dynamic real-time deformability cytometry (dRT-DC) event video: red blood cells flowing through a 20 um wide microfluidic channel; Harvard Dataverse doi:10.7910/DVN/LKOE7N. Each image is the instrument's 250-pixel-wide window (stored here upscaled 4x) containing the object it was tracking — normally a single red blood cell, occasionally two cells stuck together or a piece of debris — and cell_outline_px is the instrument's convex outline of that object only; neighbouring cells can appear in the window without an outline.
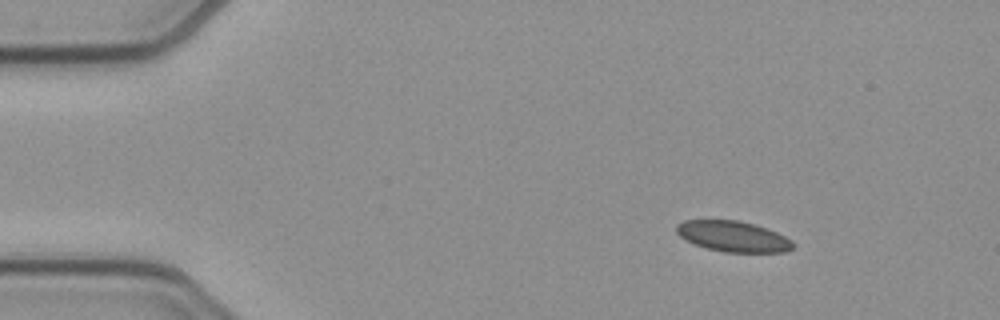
{"species": "common noctule bat (a hibernating species)", "species_latin": "Nyctalus noctula", "temperature_condition": "cold", "stored_images_in_passage": 47, "camera_frame_rate_fps": 3000, "um_per_image_px": 0.085, "animal": {"sex": "female", "body_mass_g": 21.9}, "frame": {"image": 1, "passage_image": 1, "time_ms": 0.0, "image_size_px": [1000, 320], "cell_outline_px": [[796, 244], [792, 248], [784, 252], [724, 252], [704, 248], [684, 240], [676, 232], [676, 224], [684, 220], [736, 220], [752, 224], [776, 232], [792, 240]], "centroid_in_image_um": [62.27, 20.1], "position_along_channel_um": 22.7, "area_um2": 20.87}}
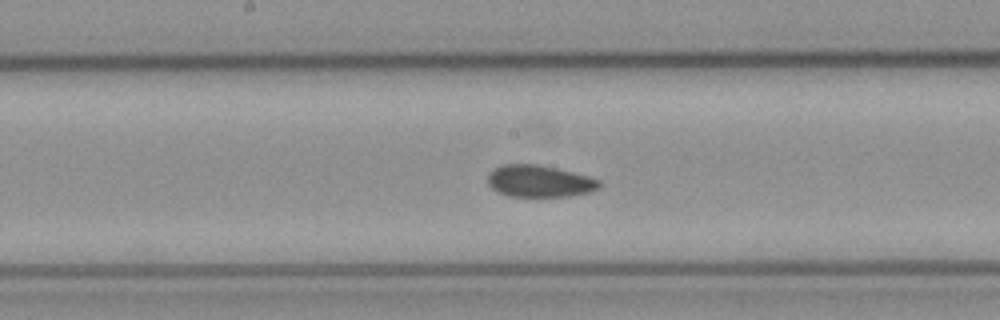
{"frame": {"image": 2, "passage_image": 21, "time_ms": 6.667, "image_size_px": [1000, 320], "cell_outline_px": [[600, 188], [588, 192], [568, 196], [508, 196], [492, 188], [488, 184], [488, 172], [492, 168], [500, 164], [536, 164], [556, 168], [588, 176], [600, 180]], "centroid_in_image_um": [45.81, 15.38], "position_along_channel_um": 202.4, "area_um2": 20.69}}
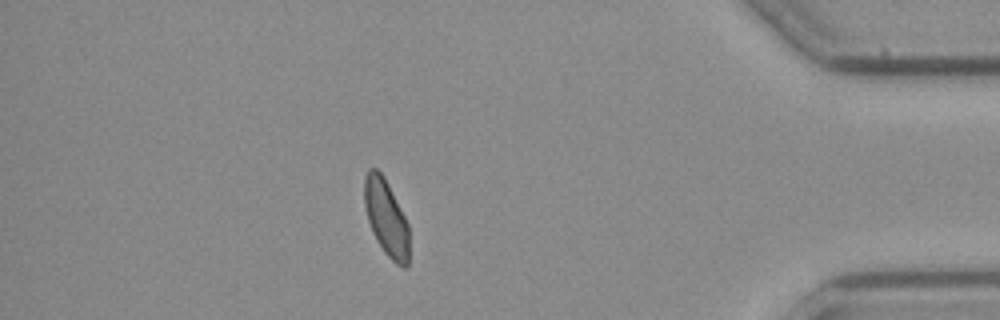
{"frame": {"image": 3, "passage_image": 40, "time_ms": 13.0, "image_size_px": [1000, 320], "cell_outline_px": [[408, 264], [404, 268], [396, 264], [384, 252], [376, 240], [372, 232], [368, 220], [364, 204], [364, 176], [368, 168], [376, 168], [384, 176], [408, 224]], "centroid_in_image_um": [32.8, 18.49], "position_along_channel_um": 402.4, "area_um2": 19.83}, "authors_computed_cell_mechanics": {"area_um2": 20.8658, "velocity_mm_per_s": 3.8619, "shape_relaxation_time_tau1_ms": 9.6851, "shape_relaxation_time_tau2_ms": 2.2829, "deformation_change_tau1": 0.1431, "deformation_change_tau2": 0.0779}}